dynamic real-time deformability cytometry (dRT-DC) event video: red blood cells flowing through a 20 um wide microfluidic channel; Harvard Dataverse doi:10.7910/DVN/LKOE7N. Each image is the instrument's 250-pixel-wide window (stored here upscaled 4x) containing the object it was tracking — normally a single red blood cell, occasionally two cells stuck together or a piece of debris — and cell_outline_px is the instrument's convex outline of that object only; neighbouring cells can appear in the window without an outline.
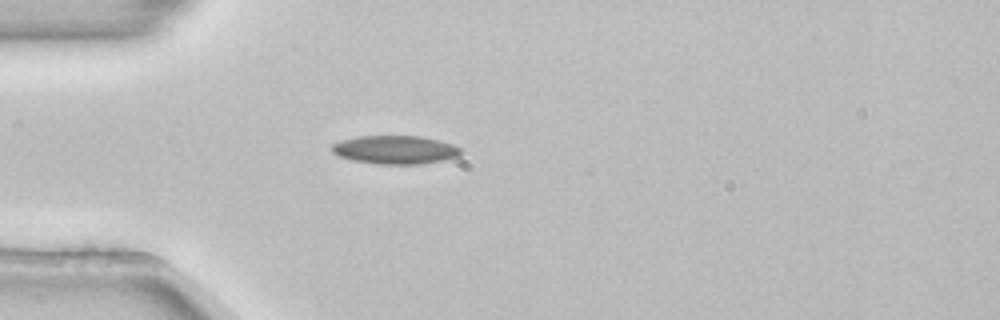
{"species": "common noctule bat (a hibernating species)", "species_latin": "Nyctalus noctula", "temperature_condition": "room temperature", "stored_images_in_passage": 4, "camera_frame_rate_fps": 3000, "um_per_image_px": 0.085, "animal": {"sex": "female", "body_mass_g": 22.7, "forearm_length_mm": 54.2}, "frame": {"image": 1, "passage_image": 3, "time_ms": 0.667, "image_size_px": [1000, 320], "cell_outline_px": [[464, 152], [460, 156], [420, 164], [376, 164], [352, 160], [340, 156], [332, 152], [332, 144], [340, 140], [360, 136], [420, 136], [440, 140], [452, 144], [460, 148]], "centroid_in_image_um": [33.6, 12.73], "position_along_channel_um": 51.4, "area_um2": 21.39}}